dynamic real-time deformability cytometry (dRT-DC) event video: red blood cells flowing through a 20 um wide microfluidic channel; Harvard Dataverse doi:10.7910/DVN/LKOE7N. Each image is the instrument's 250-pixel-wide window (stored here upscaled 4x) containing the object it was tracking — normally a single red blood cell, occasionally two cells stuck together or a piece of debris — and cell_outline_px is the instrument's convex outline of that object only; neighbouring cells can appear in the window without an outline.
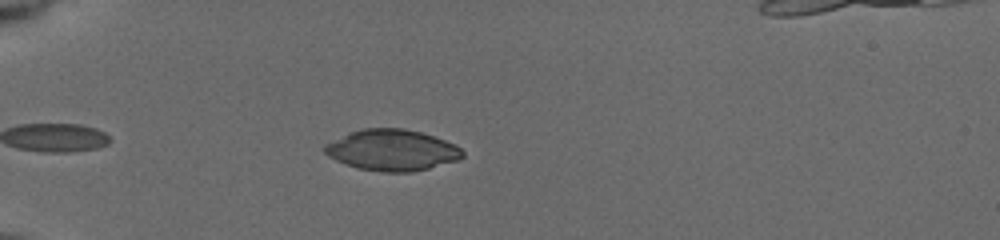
{"species": "common noctule bat (a hibernating species)", "species_latin": "Nyctalus noctula", "temperature_condition": "cold", "stored_images_in_passage": 56, "camera_frame_rate_fps": 3000, "um_per_image_px": 0.085, "animal": {"sex": "female", "body_mass_g": 19.5, "forearm_length_mm": 54.1}, "frame": {"image": 1, "passage_image": 6, "time_ms": 1.333, "image_size_px": [1000, 240], "cell_outline_px": [[464, 156], [456, 160], [428, 168], [412, 172], [384, 172], [356, 168], [344, 164], [328, 156], [324, 152], [324, 144], [348, 132], [364, 128], [404, 128], [420, 132], [456, 144], [464, 152]], "centroid_in_image_um": [33.28, 12.76], "position_along_channel_um": 51.7, "area_um2": 33.06}}
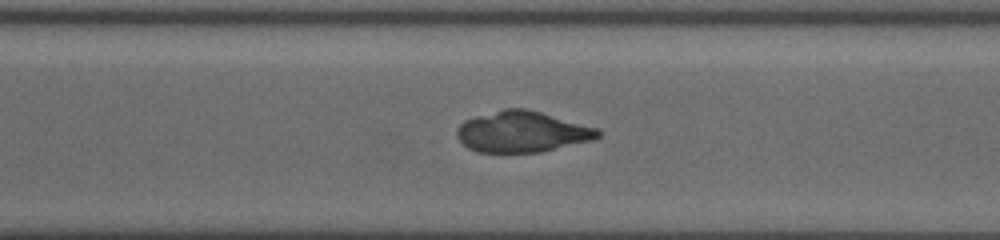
{"frame": {"image": 2, "passage_image": 42, "time_ms": 9.0, "image_size_px": [1000, 240], "cell_outline_px": [[600, 136], [592, 140], [540, 152], [476, 152], [468, 148], [456, 136], [456, 128], [464, 120], [476, 116], [504, 108], [528, 108], [600, 128]], "centroid_in_image_um": [44.39, 11.18], "position_along_channel_um": 326.2, "area_um2": 33.93}}
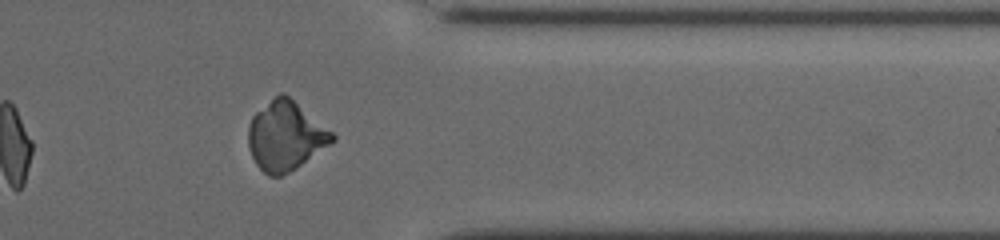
{"frame": {"image": 3, "passage_image": 54, "time_ms": 10.667, "image_size_px": [1000, 240], "cell_outline_px": [[336, 140], [296, 168], [280, 176], [268, 176], [256, 164], [248, 148], [248, 128], [252, 116], [256, 112], [280, 92], [284, 92], [332, 132], [336, 136]], "centroid_in_image_um": [24.25, 11.56], "position_along_channel_um": 387.1, "area_um2": 33.52}}